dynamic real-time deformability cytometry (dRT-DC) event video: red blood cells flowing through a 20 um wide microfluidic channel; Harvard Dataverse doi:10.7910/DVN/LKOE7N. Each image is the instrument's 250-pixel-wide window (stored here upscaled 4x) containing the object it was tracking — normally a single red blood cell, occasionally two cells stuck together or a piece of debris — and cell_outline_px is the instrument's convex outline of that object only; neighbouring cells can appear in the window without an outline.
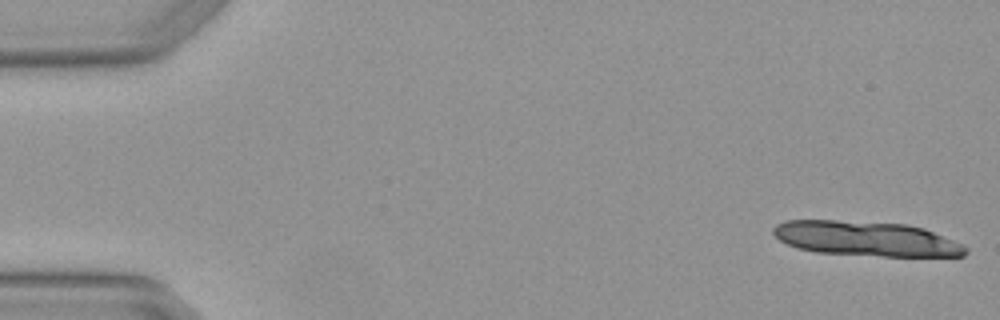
{"species": "Egyptian fruit bat (a non-hibernating species)", "species_latin": "Rousettus aegyptiacus", "temperature_condition": "warm", "stored_images_in_passage": 5, "camera_frame_rate_fps": 3000, "um_per_image_px": 0.085, "animal": {"sex": "female"}, "frame": {"image": 1, "passage_image": 1, "time_ms": 0.0, "image_size_px": [1000, 320], "cell_outline_px": [[968, 252], [964, 256], [880, 256], [816, 252], [796, 248], [780, 240], [772, 232], [772, 228], [776, 224], [784, 220], [836, 220], [904, 224], [924, 228], [952, 240], [968, 248]], "centroid_in_image_um": [73.58, 20.29], "position_along_channel_um": 11.4, "area_um2": 38.84}}